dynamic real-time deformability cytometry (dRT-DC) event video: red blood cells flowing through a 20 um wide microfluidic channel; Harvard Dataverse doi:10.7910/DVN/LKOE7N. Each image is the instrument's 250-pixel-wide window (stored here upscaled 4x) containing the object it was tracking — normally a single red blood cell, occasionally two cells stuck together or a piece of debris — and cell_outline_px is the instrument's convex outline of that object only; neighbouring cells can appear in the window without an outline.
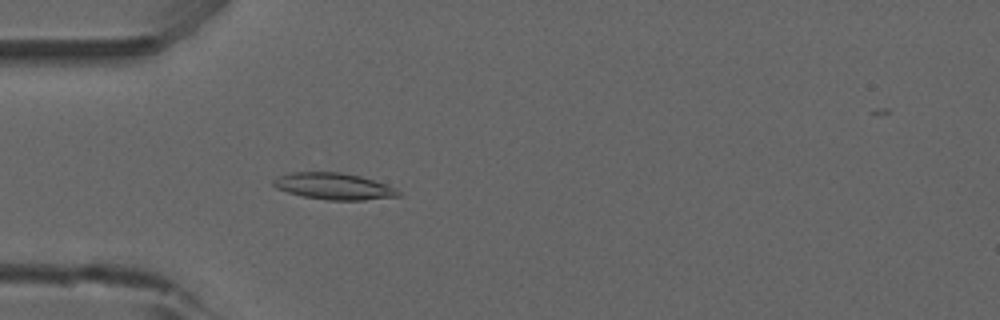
{"species": "common noctule bat (a hibernating species)", "species_latin": "Nyctalus noctula", "temperature_condition": "room temperature", "stored_images_in_passage": 54, "camera_frame_rate_fps": 3000, "um_per_image_px": 0.085, "animal": {"sex": "male", "forearm_length_mm": 52.5}, "frame": {"image": 1, "passage_image": 16, "time_ms": 5.0, "image_size_px": [1000, 320], "cell_outline_px": [[400, 196], [364, 200], [328, 200], [304, 196], [288, 192], [276, 188], [272, 184], [272, 180], [276, 176], [288, 172], [340, 172], [360, 176], [396, 188], [400, 192]], "centroid_in_image_um": [28.32, 15.82], "position_along_channel_um": 56.7, "area_um2": 19.31}}
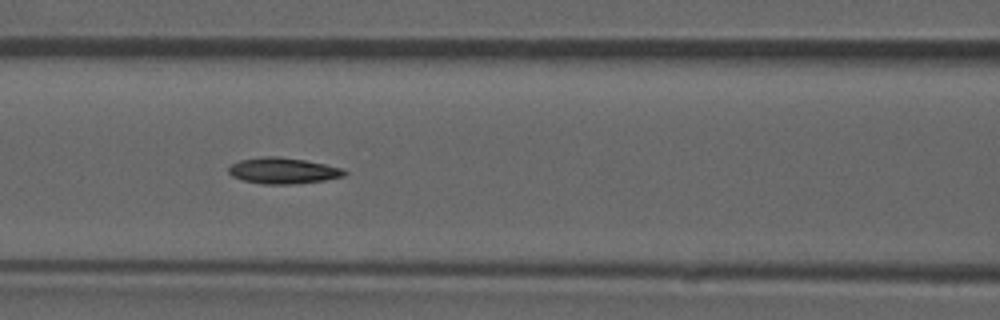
{"frame": {"image": 2, "passage_image": 23, "time_ms": 7.333, "image_size_px": [1000, 320], "cell_outline_px": [[348, 172], [344, 176], [324, 180], [292, 184], [264, 184], [244, 180], [232, 176], [228, 172], [228, 168], [232, 164], [240, 160], [260, 156], [280, 156], [304, 160], [344, 168]], "centroid_in_image_um": [24.07, 14.5], "position_along_channel_um": 142.5, "area_um2": 17.57}}